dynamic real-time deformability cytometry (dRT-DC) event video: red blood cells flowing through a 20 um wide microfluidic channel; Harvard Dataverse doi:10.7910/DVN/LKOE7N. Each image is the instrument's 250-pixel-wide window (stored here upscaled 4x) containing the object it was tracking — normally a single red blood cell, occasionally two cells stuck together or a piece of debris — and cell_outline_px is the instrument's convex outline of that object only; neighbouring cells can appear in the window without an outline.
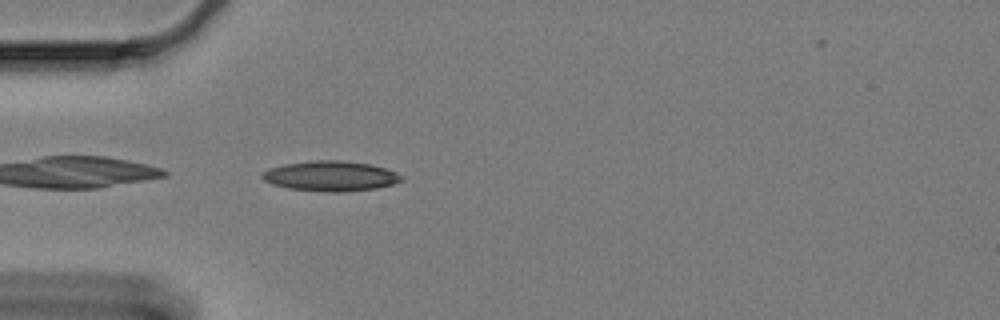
{"species": "Egyptian fruit bat (a non-hibernating species)", "species_latin": "Rousettus aegyptiacus", "temperature_condition": "cold", "stored_images_in_passage": 39, "camera_frame_rate_fps": 3000, "um_per_image_px": 0.085, "animal": {"sex": "female"}, "frame": {"image": 1, "passage_image": 1, "time_ms": 0.0, "image_size_px": [1000, 320], "cell_outline_px": [[404, 180], [392, 184], [376, 188], [340, 192], [332, 192], [288, 188], [272, 184], [264, 180], [260, 176], [268, 168], [284, 164], [312, 160], [340, 160], [368, 164], [384, 168], [396, 172], [404, 176]], "centroid_in_image_um": [28.1, 14.96], "position_along_channel_um": 56.9, "area_um2": 24.33}}
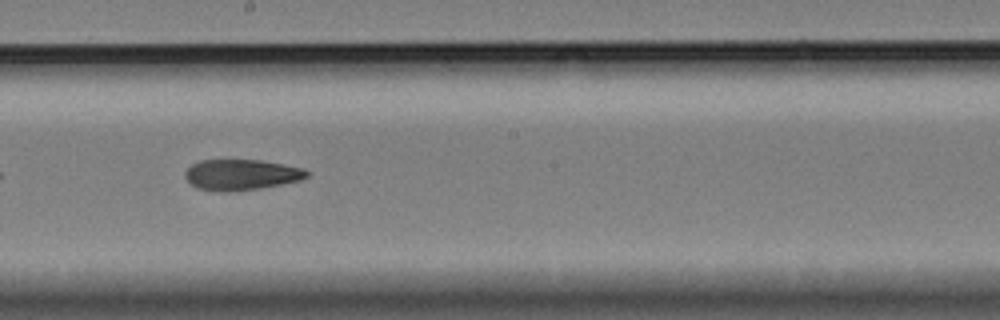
{"frame": {"image": 2, "passage_image": 17, "time_ms": 5.333, "image_size_px": [1000, 320], "cell_outline_px": [[308, 176], [300, 180], [260, 188], [232, 192], [228, 192], [200, 188], [192, 184], [184, 176], [184, 172], [192, 164], [200, 160], [260, 160], [284, 164], [304, 168], [308, 172]], "centroid_in_image_um": [20.52, 14.84], "position_along_channel_um": 227.7, "area_um2": 21.62}}
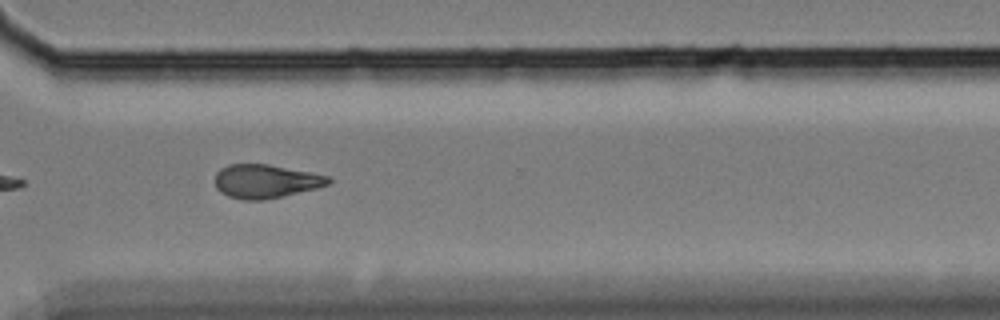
{"frame": {"image": 3, "passage_image": 28, "time_ms": 9.0, "image_size_px": [1000, 320], "cell_outline_px": [[332, 180], [328, 184], [316, 188], [264, 200], [244, 200], [228, 196], [220, 192], [216, 188], [216, 172], [220, 168], [228, 164], [268, 164], [328, 176]], "centroid_in_image_um": [22.53, 15.4], "position_along_channel_um": 348.1, "area_um2": 22.02}, "authors_computed_cell_mechanics": {"area_um2": 22.3108, "velocity_mm_per_s": 3.2887, "shape_relaxation_time_tau1_ms": 10.8332, "shape_relaxation_time_tau2_ms": 7.4542, "deformation_change_tau1": 0.2125, "deformation_change_tau2": 0.1563}}